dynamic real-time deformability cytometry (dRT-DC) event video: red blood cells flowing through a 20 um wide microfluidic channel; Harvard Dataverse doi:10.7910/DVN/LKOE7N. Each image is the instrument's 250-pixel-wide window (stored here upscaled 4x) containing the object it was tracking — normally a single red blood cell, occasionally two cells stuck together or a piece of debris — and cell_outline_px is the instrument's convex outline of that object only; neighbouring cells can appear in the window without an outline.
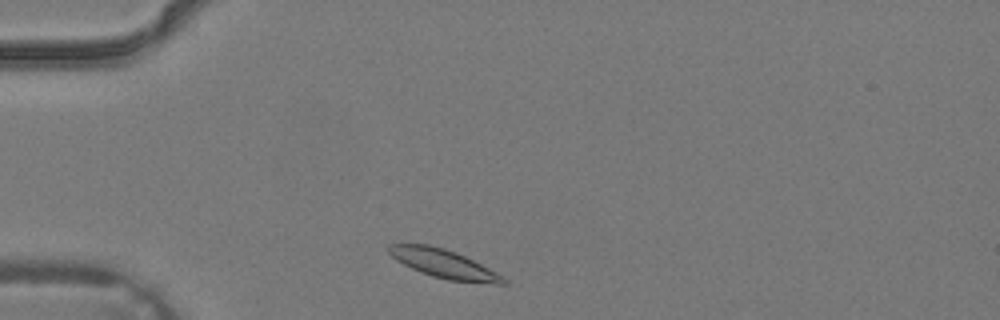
{"species": "common noctule bat (a hibernating species)", "species_latin": "Nyctalus noctula", "temperature_condition": "warm", "stored_images_in_passage": 2, "camera_frame_rate_fps": 3000, "um_per_image_px": 0.085, "animal": {"sex": "male", "body_mass_g": 19.2, "forearm_length_mm": 51.8}, "frame": {"image": 1, "passage_image": 1, "time_ms": 0.0, "image_size_px": [1000, 320], "cell_outline_px": [[508, 284], [496, 284], [448, 280], [432, 276], [420, 272], [396, 260], [384, 248], [388, 244], [428, 244], [444, 248], [456, 252], [504, 276], [508, 280]], "centroid_in_image_um": [37.71, 22.42], "position_along_channel_um": 47.3, "area_um2": 19.13}}